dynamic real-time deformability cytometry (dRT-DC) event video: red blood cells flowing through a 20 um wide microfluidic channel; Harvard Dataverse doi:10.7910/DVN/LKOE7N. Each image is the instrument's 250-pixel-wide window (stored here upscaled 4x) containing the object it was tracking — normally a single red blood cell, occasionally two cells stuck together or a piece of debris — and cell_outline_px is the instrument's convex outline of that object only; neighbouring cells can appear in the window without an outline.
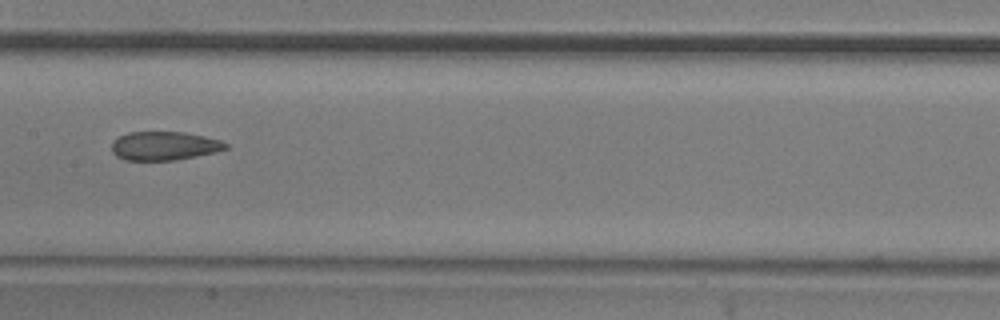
{"species": "common noctule bat (a hibernating species)", "species_latin": "Nyctalus noctula", "temperature_condition": "room temperature", "stored_images_in_passage": 14, "camera_frame_rate_fps": 3000, "um_per_image_px": 0.085, "animal": {"sex": "male", "body_mass_g": 20.5, "forearm_length_mm": 52.5}, "frame": {"image": 1, "passage_image": 7, "time_ms": 8.0, "image_size_px": [1000, 320], "cell_outline_px": [[228, 148], [216, 152], [176, 160], [124, 160], [116, 156], [112, 152], [112, 140], [128, 132], [184, 132], [204, 136], [220, 140], [228, 144]], "centroid_in_image_um": [13.95, 12.4], "position_along_channel_um": 193.4, "area_um2": 19.13}}
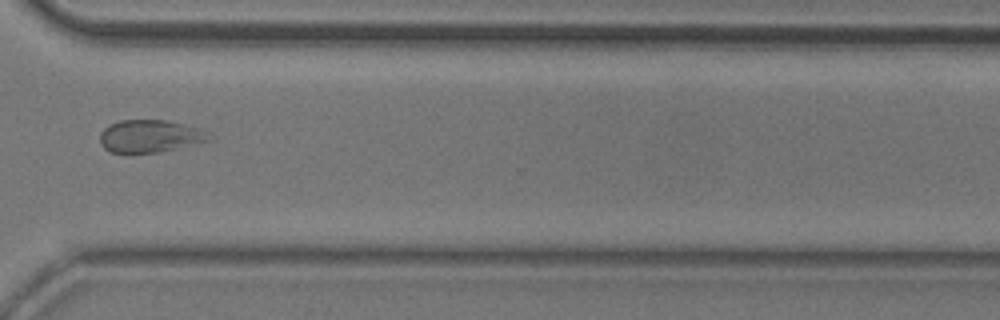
{"frame": {"image": 2, "passage_image": 11, "time_ms": 12.333, "image_size_px": [1000, 320], "cell_outline_px": [[216, 140], [156, 152], [128, 156], [112, 152], [104, 148], [100, 144], [100, 132], [108, 124], [120, 120], [168, 120], [200, 128], [216, 136]], "centroid_in_image_um": [12.78, 11.6], "position_along_channel_um": 357.8, "area_um2": 21.62}}
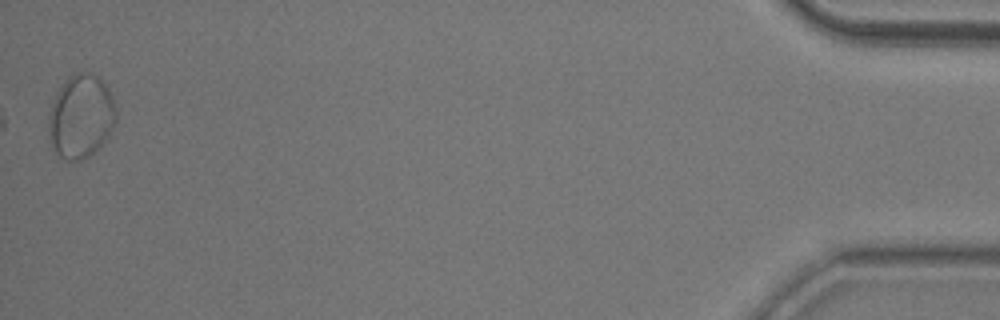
{"frame": {"image": 3, "passage_image": 14, "time_ms": 16.667, "image_size_px": [1000, 320], "cell_outline_px": [[116, 120], [104, 144], [88, 156], [80, 160], [68, 160], [60, 156], [56, 152], [52, 144], [48, 128], [48, 116], [56, 92], [64, 80], [72, 72], [88, 72], [104, 80], [112, 96], [116, 108]], "centroid_in_image_um": [6.89, 9.86], "position_along_channel_um": 428.3, "area_um2": 33.06}, "authors_computed_cell_mechanics": {"area_um2": 20.519, "velocity_mm_per_s": 3.793, "shape_relaxation_time_tau1_ms": 2.0797, "shape_relaxation_time_tau2_ms": 2.5939, "deformation_change_tau1": 0.1228, "deformation_change_tau2": 0.0951}}